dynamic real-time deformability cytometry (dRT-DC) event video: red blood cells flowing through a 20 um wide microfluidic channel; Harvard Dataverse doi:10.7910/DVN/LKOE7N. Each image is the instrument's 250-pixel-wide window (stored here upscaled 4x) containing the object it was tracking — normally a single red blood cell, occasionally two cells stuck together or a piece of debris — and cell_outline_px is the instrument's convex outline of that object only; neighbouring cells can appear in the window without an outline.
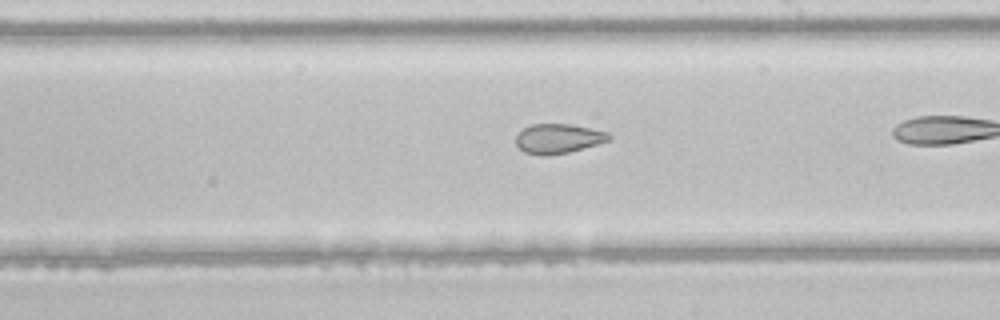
{"species": "common noctule bat (a hibernating species)", "species_latin": "Nyctalus noctula", "temperature_condition": "room temperature", "stored_images_in_passage": 33, "camera_frame_rate_fps": 3000, "um_per_image_px": 0.085, "animal": {"sex": "male", "body_mass_g": 21.5, "forearm_length_mm": 52.0}, "frame": {"image": 1, "passage_image": 24, "time_ms": 7.667, "image_size_px": [1000, 320], "cell_outline_px": [[612, 140], [568, 152], [544, 156], [524, 152], [516, 144], [516, 136], [524, 128], [532, 124], [572, 124], [608, 132], [612, 136]], "centroid_in_image_um": [47.48, 11.77], "position_along_channel_um": 241.5, "area_um2": 16.01}}